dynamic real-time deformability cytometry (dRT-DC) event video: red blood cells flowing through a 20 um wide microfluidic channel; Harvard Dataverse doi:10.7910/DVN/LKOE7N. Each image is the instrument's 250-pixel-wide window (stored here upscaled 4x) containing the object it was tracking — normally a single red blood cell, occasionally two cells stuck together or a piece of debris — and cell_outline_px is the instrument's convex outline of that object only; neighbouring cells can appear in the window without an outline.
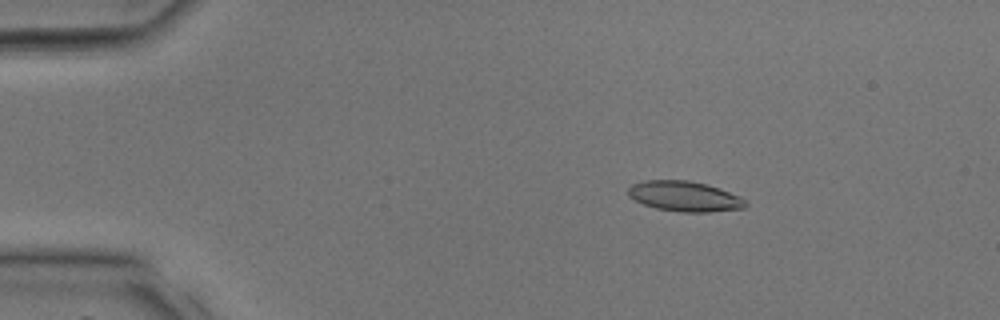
{"species": "common noctule bat (a hibernating species)", "species_latin": "Nyctalus noctula", "temperature_condition": "room temperature", "stored_images_in_passage": 39, "camera_frame_rate_fps": 3000, "um_per_image_px": 0.085, "animal": {"sex": "male", "body_mass_g": 17.9, "forearm_length_mm": 54.2}, "frame": {"image": 1, "passage_image": 7, "time_ms": 2.0, "image_size_px": [1000, 320], "cell_outline_px": [[748, 204], [744, 208], [708, 212], [680, 212], [656, 208], [644, 204], [628, 196], [628, 188], [632, 184], [644, 180], [688, 180], [720, 188], [740, 196]], "centroid_in_image_um": [58.19, 16.68], "position_along_channel_um": 26.8, "area_um2": 20.63}}
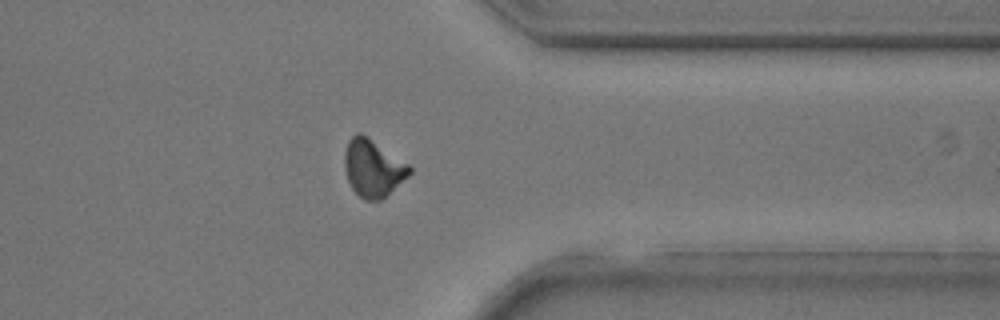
{"frame": {"image": 2, "passage_image": 31, "time_ms": 10.0, "image_size_px": [1000, 320], "cell_outline_px": [[412, 172], [408, 176], [380, 200], [364, 200], [352, 188], [348, 180], [344, 168], [344, 152], [348, 140], [356, 132], [360, 132], [368, 136], [408, 164], [412, 168]], "centroid_in_image_um": [31.68, 14.26], "position_along_channel_um": 379.7, "area_um2": 21.56}}
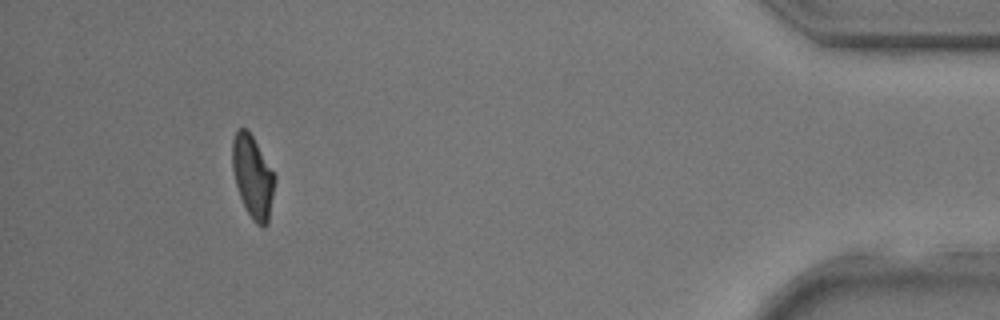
{"frame": {"image": 3, "passage_image": 36, "time_ms": 11.667, "image_size_px": [1000, 320], "cell_outline_px": [[276, 180], [268, 224], [264, 228], [260, 228], [252, 220], [240, 196], [236, 184], [232, 168], [232, 140], [236, 132], [240, 128], [248, 128], [276, 176]], "centroid_in_image_um": [21.5, 15.03], "position_along_channel_um": 413.7, "area_um2": 20.52}}